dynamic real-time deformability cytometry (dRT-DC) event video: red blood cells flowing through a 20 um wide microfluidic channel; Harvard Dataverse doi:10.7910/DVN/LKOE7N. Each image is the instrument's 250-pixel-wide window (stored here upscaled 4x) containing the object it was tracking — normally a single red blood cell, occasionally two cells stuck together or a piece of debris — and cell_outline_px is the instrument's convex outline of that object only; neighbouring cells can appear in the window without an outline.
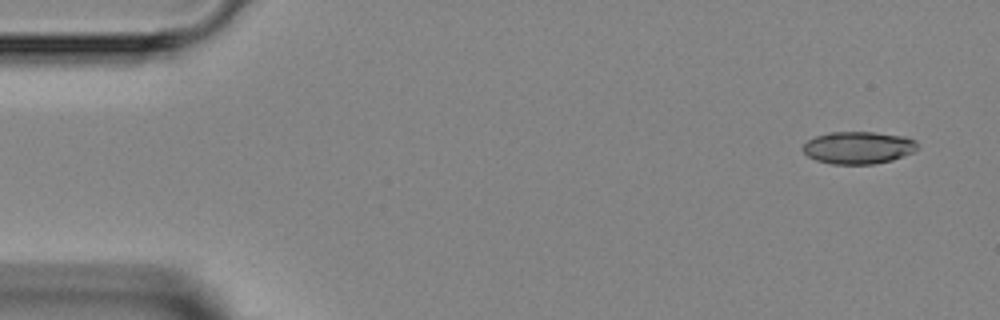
{"species": "Egyptian fruit bat (a non-hibernating species)", "species_latin": "Rousettus aegyptiacus", "temperature_condition": "room temperature", "stored_images_in_passage": 4, "camera_frame_rate_fps": 3000, "um_per_image_px": 0.085, "animal": {"sex": "female"}, "frame": {"image": 1, "passage_image": 1, "time_ms": 0.0, "image_size_px": [1000, 320], "cell_outline_px": [[920, 148], [904, 156], [892, 160], [872, 164], [832, 164], [816, 160], [808, 156], [800, 148], [808, 140], [816, 136], [832, 132], [872, 132], [904, 136], [916, 140]], "centroid_in_image_um": [72.97, 12.55], "position_along_channel_um": 12.0, "area_um2": 21.68}}